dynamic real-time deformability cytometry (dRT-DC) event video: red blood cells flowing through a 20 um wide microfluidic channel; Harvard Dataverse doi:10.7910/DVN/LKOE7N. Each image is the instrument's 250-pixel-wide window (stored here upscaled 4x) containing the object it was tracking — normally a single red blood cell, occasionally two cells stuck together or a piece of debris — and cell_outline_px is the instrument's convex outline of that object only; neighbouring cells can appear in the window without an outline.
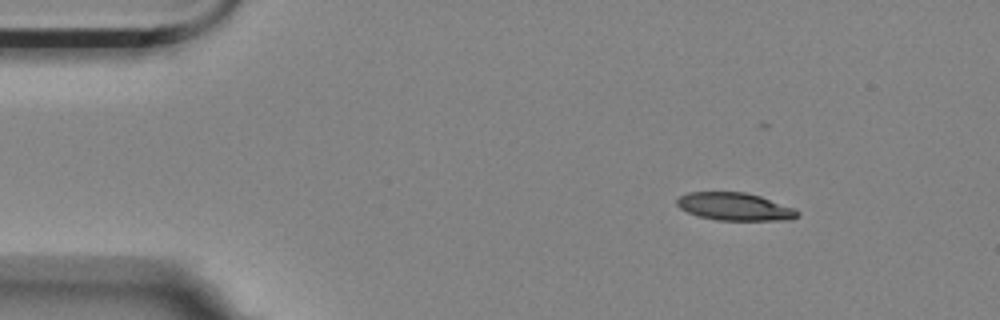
{"species": "Egyptian fruit bat (a non-hibernating species)", "species_latin": "Rousettus aegyptiacus", "temperature_condition": "room temperature", "stored_images_in_passage": 9, "camera_frame_rate_fps": 3000, "um_per_image_px": 0.085, "animal": {"sex": "female"}, "frame": {"image": 1, "passage_image": 1, "time_ms": 0.0, "image_size_px": [1000, 320], "cell_outline_px": [[800, 216], [792, 220], [716, 220], [696, 216], [680, 208], [676, 204], [676, 200], [680, 196], [688, 192], [744, 192], [760, 196], [796, 208], [800, 212]], "centroid_in_image_um": [62.49, 17.57], "position_along_channel_um": 22.5, "area_um2": 19.71}}
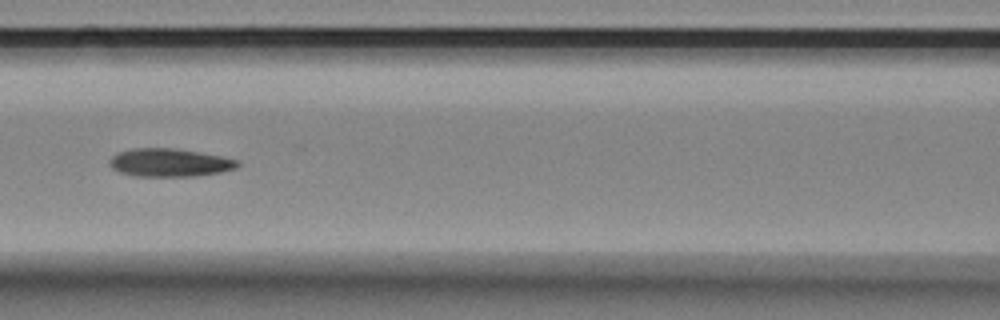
{"frame": {"image": 2, "passage_image": 6, "time_ms": 1.667, "image_size_px": [1000, 320], "cell_outline_px": [[240, 164], [236, 168], [220, 172], [192, 176], [136, 176], [120, 172], [112, 168], [108, 164], [108, 160], [116, 152], [132, 148], [176, 148], [220, 156], [236, 160]], "centroid_in_image_um": [14.35, 13.81], "position_along_channel_um": 152.3, "area_um2": 20.92}}
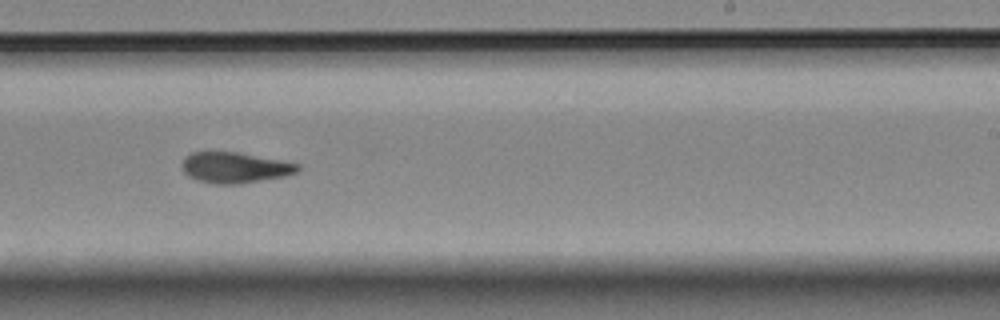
{"frame": {"image": 3, "passage_image": 9, "time_ms": 2.667, "image_size_px": [1000, 320], "cell_outline_px": [[300, 168], [296, 172], [284, 176], [240, 184], [216, 184], [200, 180], [188, 176], [184, 172], [180, 164], [184, 156], [192, 152], [236, 152], [280, 160], [300, 164]], "centroid_in_image_um": [19.92, 14.24], "position_along_channel_um": 269.1, "area_um2": 20.63}}